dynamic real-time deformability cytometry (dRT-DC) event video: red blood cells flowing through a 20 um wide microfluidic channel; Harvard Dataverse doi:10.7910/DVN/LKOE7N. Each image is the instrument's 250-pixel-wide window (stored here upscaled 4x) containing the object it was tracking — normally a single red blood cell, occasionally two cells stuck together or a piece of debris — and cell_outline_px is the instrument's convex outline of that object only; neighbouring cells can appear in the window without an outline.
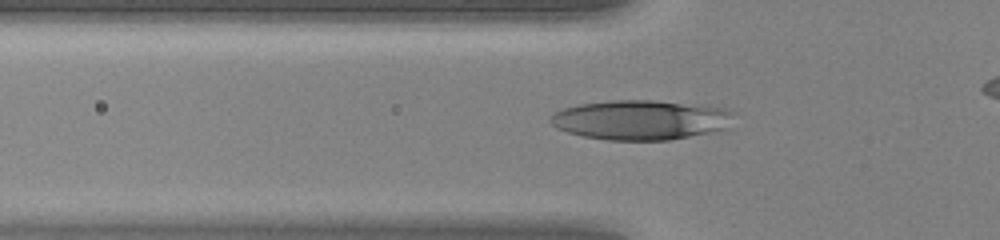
{"species": "human", "species_latin": "Homo sapiens", "temperature_condition": "warm", "stored_images_in_passage": 34, "camera_frame_rate_fps": 3000, "um_per_image_px": 0.085, "donor": {"sex": "female"}, "frame": {"image": 1, "passage_image": 6, "time_ms": 1.667, "image_size_px": [1000, 240], "cell_outline_px": [[736, 112], [728, 128], [668, 140], [608, 140], [584, 136], [568, 132], [556, 128], [548, 120], [556, 112], [564, 108], [580, 104], [612, 100], [652, 100], [708, 104], [724, 108]], "centroid_in_image_um": [54.53, 10.17], "position_along_channel_um": 71.3, "area_um2": 42.71}}
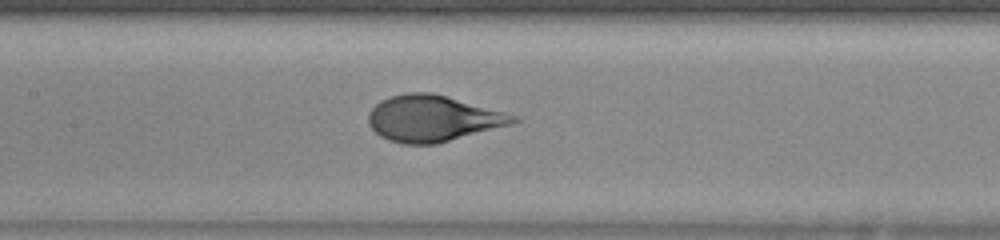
{"frame": {"image": 2, "passage_image": 13, "time_ms": 4.0, "image_size_px": [1000, 240], "cell_outline_px": [[524, 120], [512, 124], [436, 144], [400, 144], [388, 140], [380, 136], [368, 124], [368, 112], [380, 100], [392, 96], [408, 92], [432, 92], [504, 112], [516, 116]], "centroid_in_image_um": [36.77, 10.07], "position_along_channel_um": 170.6, "area_um2": 38.9}}
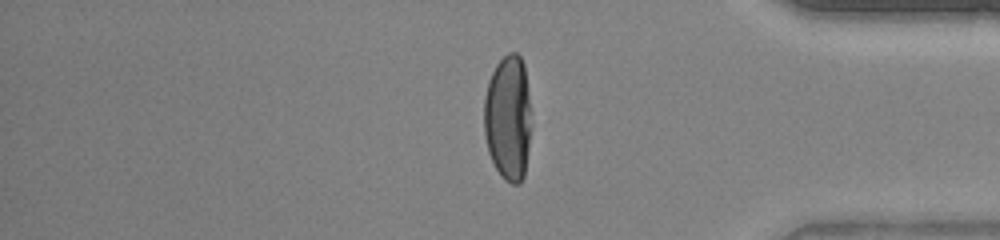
{"frame": {"image": 3, "passage_image": 30, "time_ms": 9.667, "image_size_px": [1000, 240], "cell_outline_px": [[532, 124], [524, 176], [520, 184], [512, 184], [504, 180], [500, 176], [488, 152], [484, 136], [484, 96], [488, 80], [496, 64], [508, 52], [516, 52], [520, 56], [524, 64], [532, 112]], "centroid_in_image_um": [43.2, 10.02], "position_along_channel_um": 392.0, "area_um2": 35.43}}